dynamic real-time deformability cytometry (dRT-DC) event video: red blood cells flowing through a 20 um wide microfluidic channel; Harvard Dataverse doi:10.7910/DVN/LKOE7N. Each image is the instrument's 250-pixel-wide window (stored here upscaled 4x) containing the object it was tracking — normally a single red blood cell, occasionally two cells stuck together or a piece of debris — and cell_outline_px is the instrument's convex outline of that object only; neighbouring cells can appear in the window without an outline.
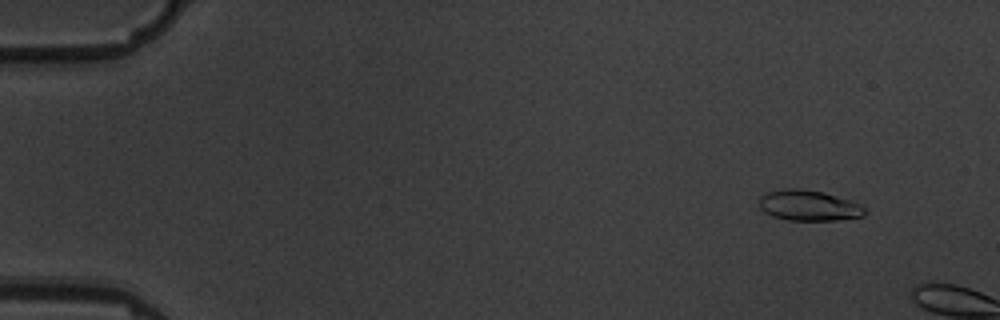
{"species": "common noctule bat (a hibernating species)", "species_latin": "Nyctalus noctula", "temperature_condition": "warm", "stored_images_in_passage": 3, "camera_frame_rate_fps": 3000, "um_per_image_px": 0.085, "animal": {"sex": "male", "body_mass_g": 19.5, "forearm_length_mm": 54.6}, "frame": {"image": 1, "passage_image": 1, "time_ms": 0.0, "image_size_px": [1000, 320], "cell_outline_px": [[864, 216], [836, 220], [788, 220], [772, 216], [764, 212], [760, 208], [760, 196], [768, 192], [784, 188], [800, 188], [824, 192], [852, 200], [860, 204], [864, 208]], "centroid_in_image_um": [68.74, 17.46], "position_along_channel_um": 16.3, "area_um2": 18.9}}